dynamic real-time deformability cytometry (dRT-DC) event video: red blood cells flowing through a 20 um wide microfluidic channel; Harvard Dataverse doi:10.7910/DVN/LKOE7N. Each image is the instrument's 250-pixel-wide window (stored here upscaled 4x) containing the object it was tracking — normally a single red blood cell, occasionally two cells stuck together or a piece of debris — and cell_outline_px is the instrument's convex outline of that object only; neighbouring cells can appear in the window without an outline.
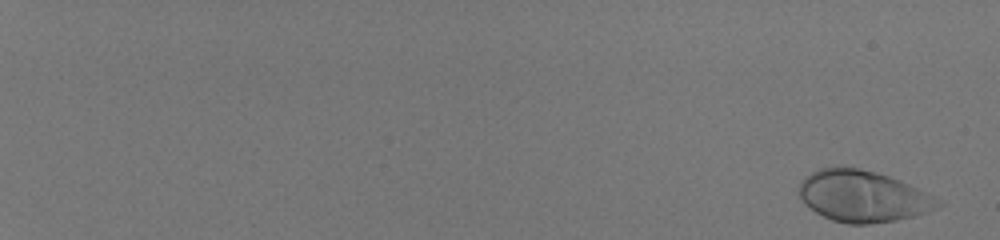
{"species": "human", "species_latin": "Homo sapiens", "temperature_condition": "room temperature", "stored_images_in_passage": 57, "camera_frame_rate_fps": 3000, "um_per_image_px": 0.085, "donor": {"sex": "male"}, "frame": {"image": 1, "passage_image": 2, "time_ms": 0.333, "image_size_px": [1000, 240], "cell_outline_px": [[944, 204], [924, 212], [912, 216], [896, 220], [868, 224], [848, 224], [832, 220], [816, 212], [800, 196], [800, 180], [812, 172], [820, 168], [856, 168], [876, 172], [900, 180], [940, 200]], "centroid_in_image_um": [73.34, 16.68], "position_along_channel_um": 11.7, "area_um2": 40.69}}
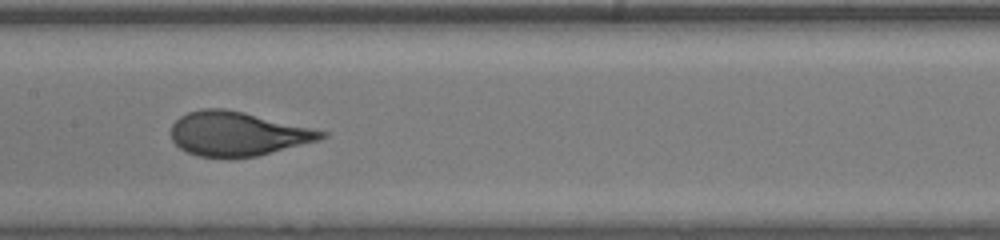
{"frame": {"image": 2, "passage_image": 35, "time_ms": 11.333, "image_size_px": [1000, 240], "cell_outline_px": [[328, 136], [320, 140], [256, 156], [228, 160], [196, 156], [180, 148], [172, 140], [172, 124], [180, 116], [188, 112], [204, 108], [224, 108], [244, 112], [328, 132]], "centroid_in_image_um": [20.17, 11.4], "position_along_channel_um": 187.2, "area_um2": 39.02}}
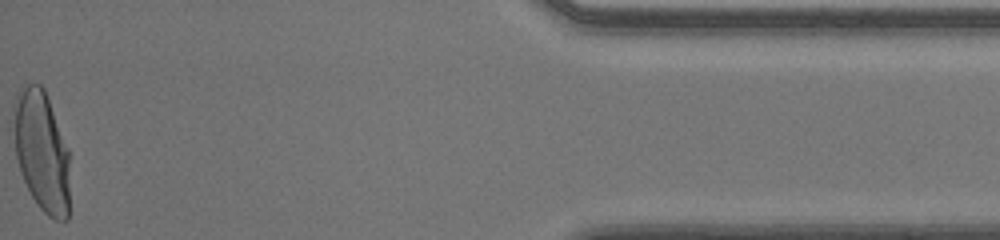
{"frame": {"image": 3, "passage_image": 57, "time_ms": 18.667, "image_size_px": [1000, 240], "cell_outline_px": [[68, 220], [52, 220], [40, 208], [32, 196], [20, 172], [16, 156], [12, 108], [16, 96], [20, 88], [24, 84], [40, 84], [44, 88], [68, 148]], "centroid_in_image_um": [3.52, 12.83], "position_along_channel_um": 431.7, "area_um2": 39.42}, "authors_computed_cell_mechanics": {"area_um2": 39.0728, "velocity_mm_per_s": 4.0929, "shape_relaxation_time_tau1_ms": 4.4024, "shape_relaxation_time_tau2_ms": null, "deformation_change_tau1": 0.2183, "deformation_change_tau2": null}}